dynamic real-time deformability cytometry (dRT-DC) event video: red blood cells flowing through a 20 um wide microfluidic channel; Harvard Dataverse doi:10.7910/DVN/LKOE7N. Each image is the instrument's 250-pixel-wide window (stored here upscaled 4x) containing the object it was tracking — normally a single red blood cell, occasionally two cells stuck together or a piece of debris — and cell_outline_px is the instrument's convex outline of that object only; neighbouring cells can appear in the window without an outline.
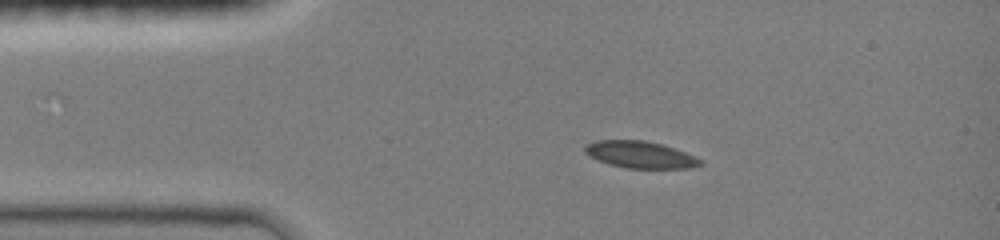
{"species": "common noctule bat (a hibernating species)", "species_latin": "Nyctalus noctula", "temperature_condition": "room temperature", "stored_images_in_passage": 40, "camera_frame_rate_fps": 3000, "um_per_image_px": 0.085, "animal": {"sex": "female", "body_mass_g": 19.0, "forearm_length_mm": 51.5}, "frame": {"image": 1, "passage_image": 1, "time_ms": 0.0, "image_size_px": [1000, 240], "cell_outline_px": [[704, 164], [692, 168], [624, 168], [608, 164], [588, 156], [584, 152], [584, 148], [588, 144], [596, 140], [644, 140], [664, 144], [704, 160]], "centroid_in_image_um": [54.43, 13.15], "position_along_channel_um": 30.6, "area_um2": 18.26}}
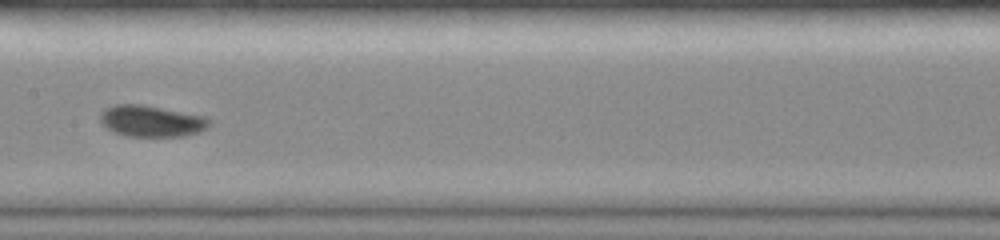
{"frame": {"image": 2, "passage_image": 16, "time_ms": 5.0, "image_size_px": [1000, 240], "cell_outline_px": [[212, 124], [208, 128], [200, 132], [184, 136], [128, 136], [112, 132], [100, 120], [100, 112], [104, 108], [112, 104], [140, 104], [204, 116], [212, 120]], "centroid_in_image_um": [12.88, 10.29], "position_along_channel_um": 194.5, "area_um2": 20.06}}
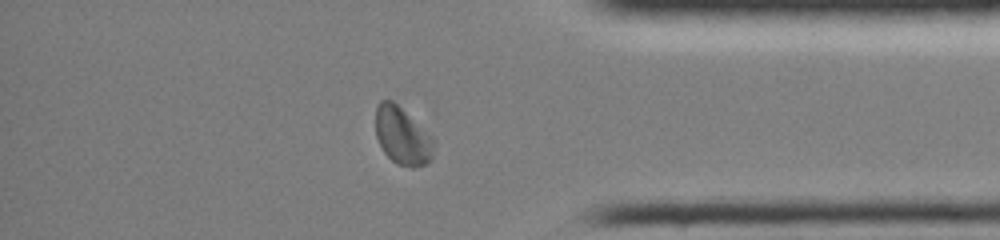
{"frame": {"image": 3, "passage_image": 32, "time_ms": 10.333, "image_size_px": [1000, 240], "cell_outline_px": [[432, 156], [424, 164], [416, 168], [412, 168], [396, 164], [384, 152], [376, 136], [376, 108], [380, 100], [392, 100], [432, 136]], "centroid_in_image_um": [34.17, 11.56], "position_along_channel_um": 401.0, "area_um2": 19.13}, "authors_computed_cell_mechanics": {"area_um2": 18.9873, "velocity_mm_per_s": 4.0192, "shape_relaxation_time_tau1_ms": 3.989, "shape_relaxation_time_tau2_ms": null, "deformation_change_tau1": 0.0868, "deformation_change_tau2": null}}